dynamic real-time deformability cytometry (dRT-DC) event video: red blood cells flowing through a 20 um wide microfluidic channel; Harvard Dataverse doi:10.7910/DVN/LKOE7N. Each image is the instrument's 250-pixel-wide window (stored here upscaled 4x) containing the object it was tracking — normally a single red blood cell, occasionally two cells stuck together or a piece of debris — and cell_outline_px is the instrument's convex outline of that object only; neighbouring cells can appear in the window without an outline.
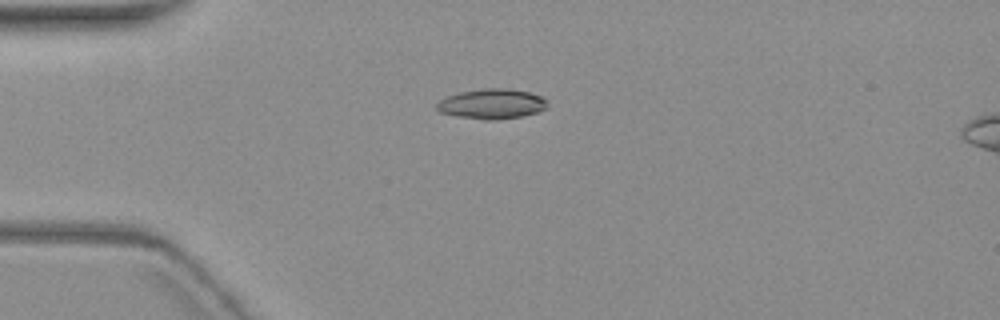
{"species": "common noctule bat (a hibernating species)", "species_latin": "Nyctalus noctula", "temperature_condition": "warm", "stored_images_in_passage": 2, "camera_frame_rate_fps": 3000, "um_per_image_px": 0.085, "animal": {"sex": "female", "body_mass_g": 19.3, "forearm_length_mm": 54.1}, "frame": {"image": 1, "passage_image": 2, "time_ms": 1.333, "image_size_px": [1000, 320], "cell_outline_px": [[548, 108], [540, 112], [520, 116], [492, 120], [484, 120], [456, 116], [440, 112], [436, 108], [436, 104], [440, 100], [448, 96], [460, 92], [484, 88], [508, 88], [528, 92], [540, 96], [548, 100]], "centroid_in_image_um": [41.83, 8.83], "position_along_channel_um": 43.2, "area_um2": 19.42}}